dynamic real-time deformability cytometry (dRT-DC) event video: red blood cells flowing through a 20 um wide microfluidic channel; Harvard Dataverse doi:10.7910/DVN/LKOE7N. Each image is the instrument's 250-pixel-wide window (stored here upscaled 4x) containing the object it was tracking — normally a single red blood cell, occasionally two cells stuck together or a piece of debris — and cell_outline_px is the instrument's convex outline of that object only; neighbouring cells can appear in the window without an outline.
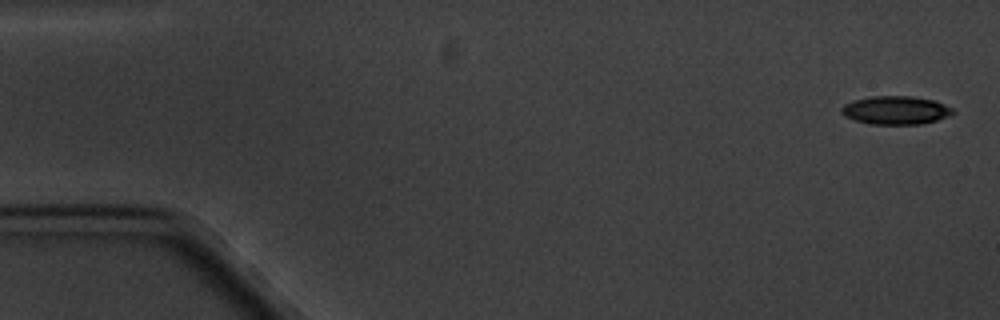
{"species": "common noctule bat (a hibernating species)", "species_latin": "Nyctalus noctula", "temperature_condition": "cold", "stored_images_in_passage": 6, "camera_frame_rate_fps": 3000, "um_per_image_px": 0.085, "animal": {"sex": "male", "body_mass_g": 20.1, "forearm_length_mm": 53.5}, "frame": {"image": 1, "passage_image": 1, "time_ms": 0.0, "image_size_px": [1000, 320], "cell_outline_px": [[956, 112], [948, 116], [936, 120], [920, 124], [872, 124], [856, 120], [844, 116], [840, 112], [840, 108], [844, 104], [852, 100], [872, 96], [912, 96], [932, 100], [944, 104], [952, 108]], "centroid_in_image_um": [76.11, 9.36], "position_along_channel_um": 8.9, "area_um2": 18.38}}
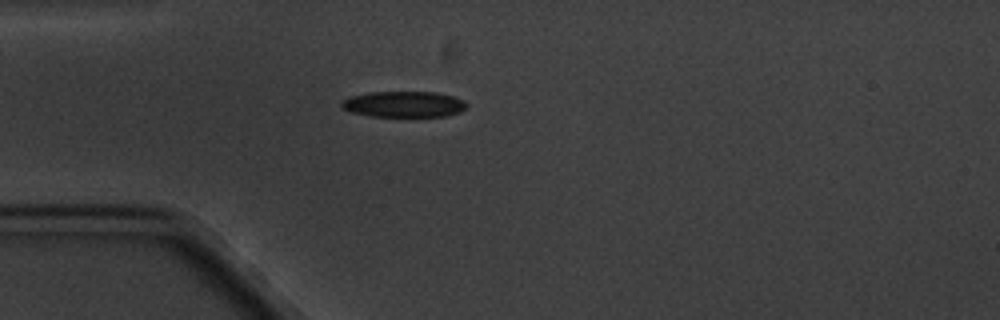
{"frame": {"image": 2, "passage_image": 5, "time_ms": 4.667, "image_size_px": [1000, 320], "cell_outline_px": [[468, 104], [460, 112], [444, 116], [372, 116], [352, 112], [344, 108], [340, 104], [348, 96], [368, 92], [436, 92], [452, 96], [464, 100]], "centroid_in_image_um": [34.33, 8.85], "position_along_channel_um": 50.7, "area_um2": 18.79}}